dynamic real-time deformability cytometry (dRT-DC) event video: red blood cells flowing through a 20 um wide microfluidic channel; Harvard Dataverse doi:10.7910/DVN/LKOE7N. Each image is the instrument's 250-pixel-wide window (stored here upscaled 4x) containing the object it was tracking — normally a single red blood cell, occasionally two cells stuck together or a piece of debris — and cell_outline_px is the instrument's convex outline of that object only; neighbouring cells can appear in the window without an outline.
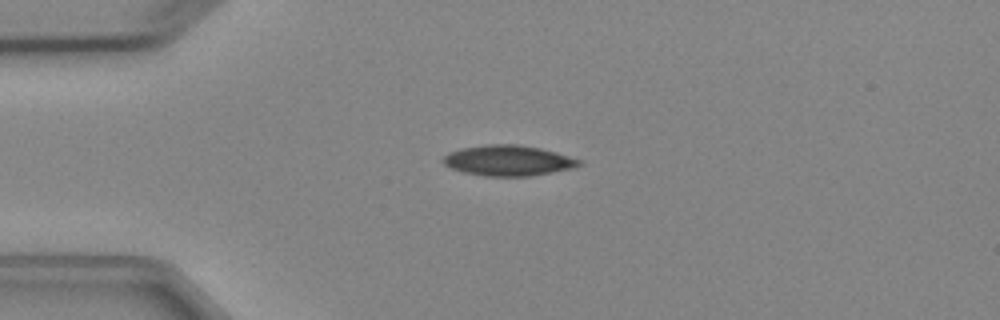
{"species": "Egyptian fruit bat (a non-hibernating species)", "species_latin": "Rousettus aegyptiacus", "temperature_condition": "cold", "stored_images_in_passage": 2, "camera_frame_rate_fps": 3000, "um_per_image_px": 0.085, "animal": {"sex": "female"}, "frame": {"image": 1, "passage_image": 1, "time_ms": 0.0, "image_size_px": [1000, 320], "cell_outline_px": [[584, 164], [572, 168], [532, 176], [484, 176], [464, 172], [452, 168], [444, 164], [440, 160], [448, 152], [460, 148], [484, 144], [516, 144], [540, 148], [556, 152], [584, 160]], "centroid_in_image_um": [43.21, 13.64], "position_along_channel_um": 41.8, "area_um2": 24.45}}